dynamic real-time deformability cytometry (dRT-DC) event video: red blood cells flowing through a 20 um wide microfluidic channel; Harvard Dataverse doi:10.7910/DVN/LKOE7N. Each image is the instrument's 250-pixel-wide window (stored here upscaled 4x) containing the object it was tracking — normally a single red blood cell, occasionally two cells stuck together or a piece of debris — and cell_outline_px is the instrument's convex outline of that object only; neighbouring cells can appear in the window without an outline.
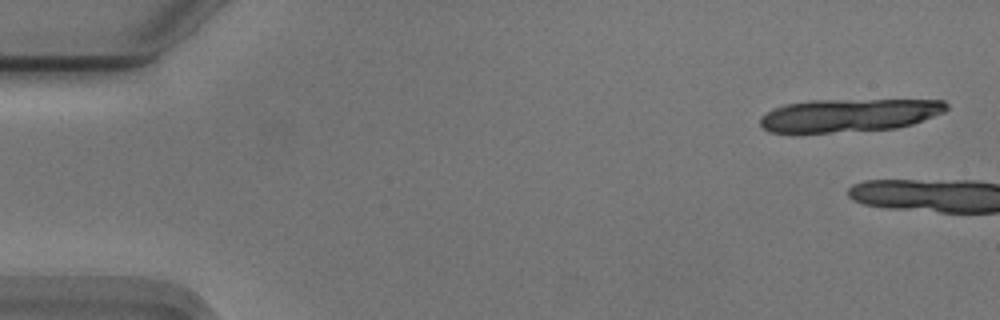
{"species": "Egyptian fruit bat (a non-hibernating species)", "species_latin": "Rousettus aegyptiacus", "temperature_condition": "cold", "stored_images_in_passage": 5, "camera_frame_rate_fps": 3000, "um_per_image_px": 0.085, "animal": {"sex": "male"}, "frame": {"image": 1, "passage_image": 2, "time_ms": 0.333, "image_size_px": [1000, 320], "cell_outline_px": [[948, 108], [944, 112], [912, 124], [896, 128], [828, 132], [768, 132], [760, 124], [760, 116], [772, 108], [784, 104], [808, 100], [944, 100], [948, 104]], "centroid_in_image_um": [72.14, 9.78], "position_along_channel_um": 12.9, "area_um2": 35.72}}